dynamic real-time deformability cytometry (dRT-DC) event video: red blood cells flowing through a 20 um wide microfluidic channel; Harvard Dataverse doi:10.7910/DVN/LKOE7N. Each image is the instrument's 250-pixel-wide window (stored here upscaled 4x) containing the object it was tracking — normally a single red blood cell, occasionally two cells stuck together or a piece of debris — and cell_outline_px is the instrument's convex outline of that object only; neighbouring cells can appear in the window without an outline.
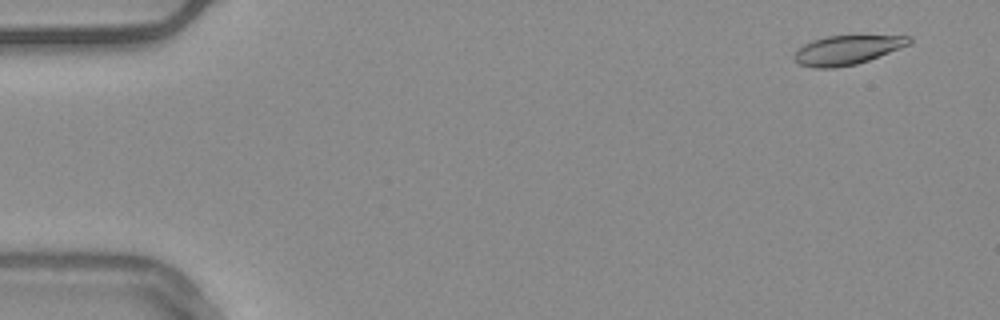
{"species": "common noctule bat (a hibernating species)", "species_latin": "Nyctalus noctula", "temperature_condition": "warm", "stored_images_in_passage": 18, "camera_frame_rate_fps": 3000, "um_per_image_px": 0.085, "animal": {"sex": "male", "body_mass_g": 20.4}, "frame": {"image": 1, "passage_image": 4, "time_ms": 1.0, "image_size_px": [1000, 320], "cell_outline_px": [[912, 40], [908, 44], [900, 48], [868, 60], [856, 64], [836, 68], [816, 68], [800, 64], [792, 60], [792, 56], [804, 44], [812, 40], [828, 36], [912, 36]], "centroid_in_image_um": [71.96, 4.26], "position_along_channel_um": 13.0, "area_um2": 19.31}}
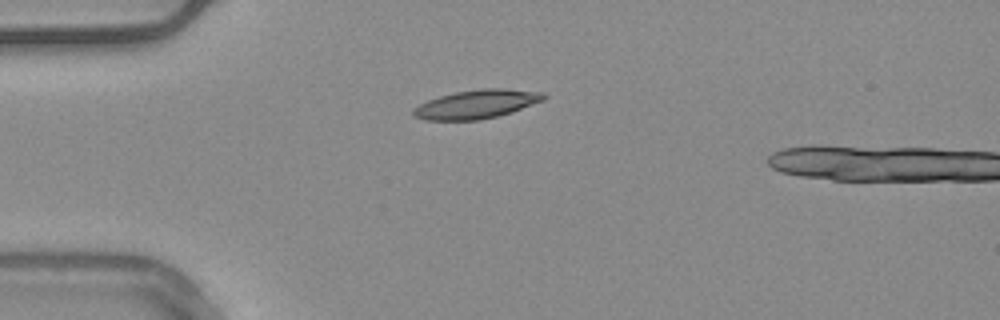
{"frame": {"image": 2, "passage_image": 15, "time_ms": 4.667, "image_size_px": [1000, 320], "cell_outline_px": [[548, 96], [544, 100], [512, 112], [480, 120], [424, 120], [412, 116], [412, 108], [428, 100], [440, 96], [456, 92], [484, 88], [504, 88], [544, 92]], "centroid_in_image_um": [40.52, 8.85], "position_along_channel_um": 44.5, "area_um2": 21.91}}